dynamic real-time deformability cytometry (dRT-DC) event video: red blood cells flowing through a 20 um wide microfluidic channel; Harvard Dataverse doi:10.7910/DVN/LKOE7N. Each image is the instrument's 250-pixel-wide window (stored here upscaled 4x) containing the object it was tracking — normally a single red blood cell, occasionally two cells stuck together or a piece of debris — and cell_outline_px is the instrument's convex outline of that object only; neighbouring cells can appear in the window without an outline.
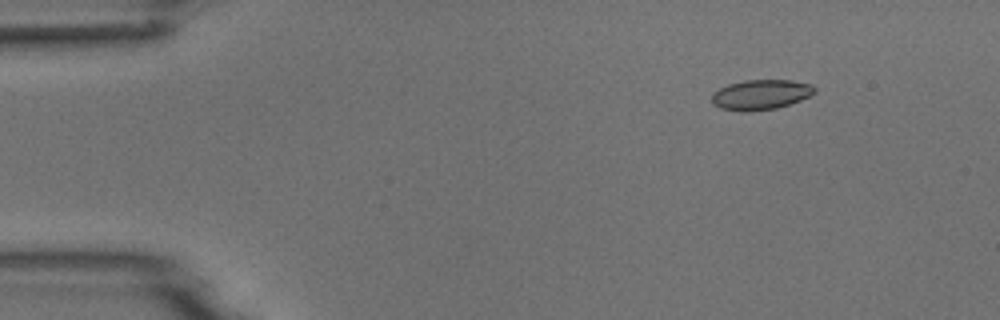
{"species": "common noctule bat (a hibernating species)", "species_latin": "Nyctalus noctula", "temperature_condition": "room temperature", "stored_images_in_passage": 6, "camera_frame_rate_fps": 3000, "um_per_image_px": 0.085, "animal": {"sex": "male", "body_mass_g": 18.8}, "frame": {"image": 1, "passage_image": 2, "time_ms": 1.0, "image_size_px": [1000, 320], "cell_outline_px": [[816, 92], [800, 100], [776, 108], [740, 112], [720, 108], [712, 104], [712, 92], [728, 84], [744, 80], [792, 80], [812, 84], [816, 88]], "centroid_in_image_um": [64.64, 8.04], "position_along_channel_um": 20.4, "area_um2": 18.03}}
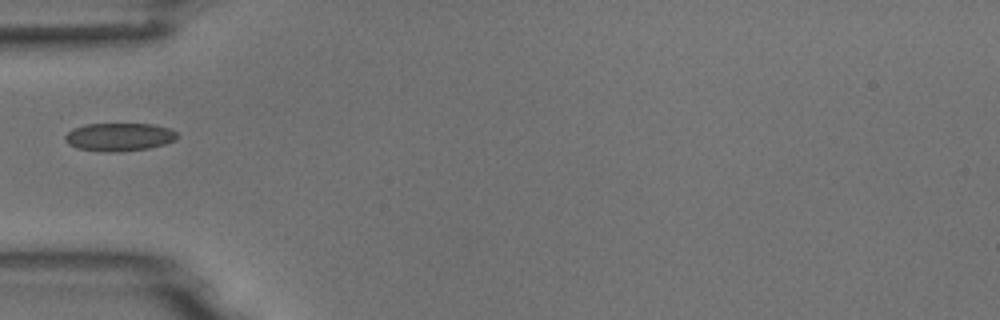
{"frame": {"image": 2, "passage_image": 5, "time_ms": 4.667, "image_size_px": [1000, 320], "cell_outline_px": [[180, 136], [176, 140], [164, 144], [148, 148], [116, 152], [108, 152], [76, 148], [68, 144], [64, 140], [64, 136], [72, 128], [84, 124], [152, 124], [168, 128], [176, 132]], "centroid_in_image_um": [10.11, 11.64], "position_along_channel_um": 74.9, "area_um2": 18.44}}